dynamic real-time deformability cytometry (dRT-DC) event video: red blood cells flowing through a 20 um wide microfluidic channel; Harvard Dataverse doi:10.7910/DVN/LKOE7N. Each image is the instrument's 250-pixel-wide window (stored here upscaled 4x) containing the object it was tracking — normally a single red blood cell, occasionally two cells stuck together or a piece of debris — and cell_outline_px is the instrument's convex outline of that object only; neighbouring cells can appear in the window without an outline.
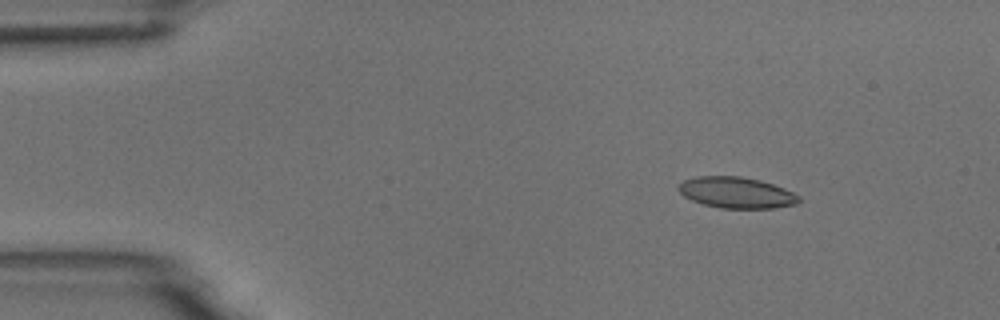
{"species": "common noctule bat (a hibernating species)", "species_latin": "Nyctalus noctula", "temperature_condition": "room temperature", "stored_images_in_passage": 5, "camera_frame_rate_fps": 3000, "um_per_image_px": 0.085, "animal": {"sex": "male", "body_mass_g": 18.8}, "frame": {"image": 1, "passage_image": 3, "time_ms": 2.333, "image_size_px": [1000, 320], "cell_outline_px": [[800, 200], [796, 204], [776, 208], [720, 208], [704, 204], [692, 200], [684, 196], [676, 188], [684, 180], [696, 176], [740, 176], [760, 180], [784, 188], [800, 196]], "centroid_in_image_um": [62.6, 16.37], "position_along_channel_um": 22.4, "area_um2": 21.79}}